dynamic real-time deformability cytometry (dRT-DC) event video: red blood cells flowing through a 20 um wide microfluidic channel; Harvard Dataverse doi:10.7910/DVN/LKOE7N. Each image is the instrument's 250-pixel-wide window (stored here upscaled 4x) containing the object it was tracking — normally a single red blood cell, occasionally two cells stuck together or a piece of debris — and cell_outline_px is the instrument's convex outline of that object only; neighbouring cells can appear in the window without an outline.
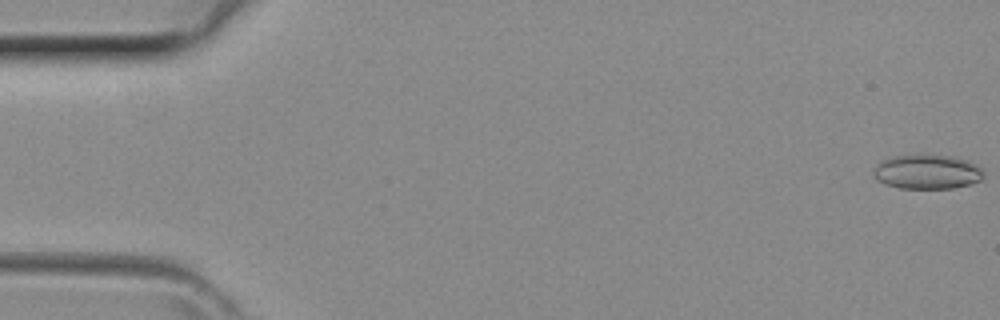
{"species": "common noctule bat (a hibernating species)", "species_latin": "Nyctalus noctula", "temperature_condition": "room temperature", "stored_images_in_passage": 43, "camera_frame_rate_fps": 3000, "um_per_image_px": 0.085, "animal": {"sex": "female", "body_mass_g": 29.2, "forearm_length_mm": 56.3}, "frame": {"image": 1, "passage_image": 1, "time_ms": 0.0, "image_size_px": [1000, 320], "cell_outline_px": [[984, 176], [980, 180], [968, 184], [952, 188], [900, 188], [876, 180], [872, 176], [872, 172], [876, 164], [880, 160], [892, 156], [920, 152], [928, 152], [956, 156], [968, 160], [980, 168], [984, 172]], "centroid_in_image_um": [78.76, 14.54], "position_along_channel_um": 6.2, "area_um2": 22.95}}
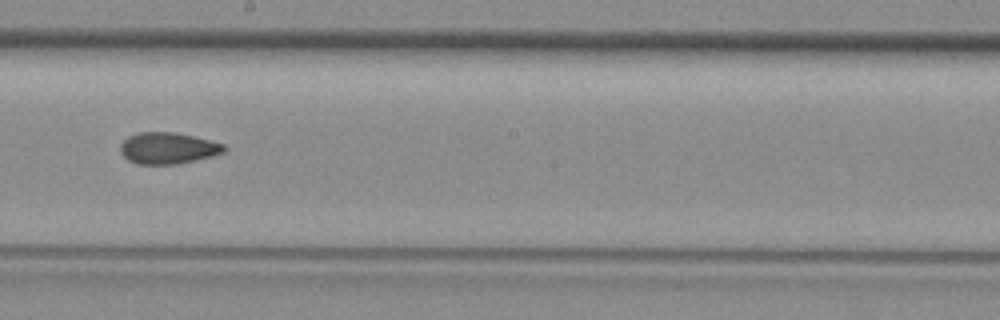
{"frame": {"image": 2, "passage_image": 24, "time_ms": 7.667, "image_size_px": [1000, 320], "cell_outline_px": [[224, 152], [212, 156], [180, 164], [136, 164], [128, 160], [120, 152], [120, 144], [128, 136], [140, 132], [172, 132], [192, 136], [224, 144]], "centroid_in_image_um": [14.23, 12.6], "position_along_channel_um": 234.0, "area_um2": 18.9}}
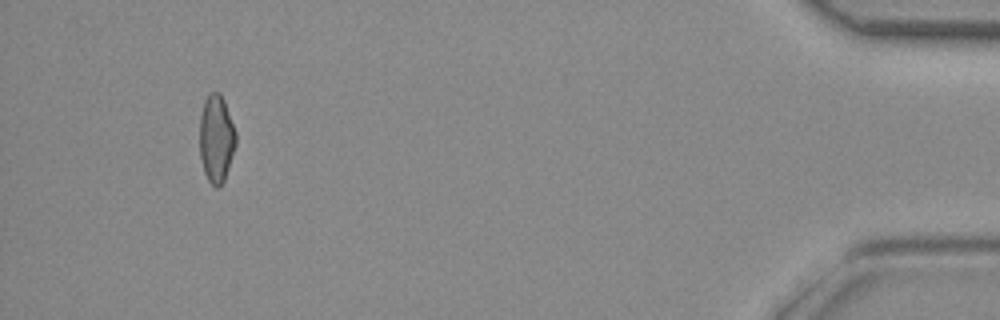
{"frame": {"image": 3, "passage_image": 40, "time_ms": 13.0, "image_size_px": [1000, 320], "cell_outline_px": [[236, 144], [224, 180], [216, 188], [208, 180], [204, 172], [200, 156], [200, 116], [204, 100], [208, 92], [220, 92], [224, 100], [236, 132]], "centroid_in_image_um": [18.38, 11.74], "position_along_channel_um": 416.8, "area_um2": 18.44}}